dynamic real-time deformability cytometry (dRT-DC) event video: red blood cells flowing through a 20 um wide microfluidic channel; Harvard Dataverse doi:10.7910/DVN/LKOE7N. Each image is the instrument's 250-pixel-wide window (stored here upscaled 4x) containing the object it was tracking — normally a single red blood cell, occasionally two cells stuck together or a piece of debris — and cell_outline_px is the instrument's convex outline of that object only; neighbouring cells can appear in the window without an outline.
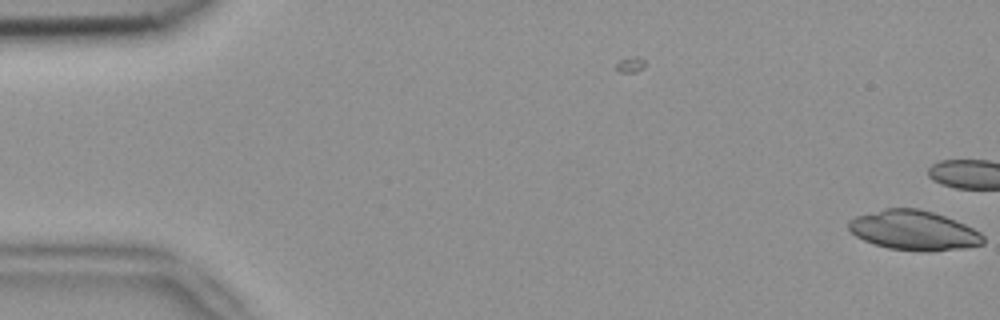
{"species": "common noctule bat (a hibernating species)", "species_latin": "Nyctalus noctula", "temperature_condition": "room temperature", "stored_images_in_passage": 2, "camera_frame_rate_fps": 3000, "um_per_image_px": 0.085, "animal": {"sex": "female", "body_mass_g": 18.4}, "frame": {"image": 1, "passage_image": 2, "time_ms": 0.333, "image_size_px": [1000, 320], "cell_outline_px": [[984, 244], [964, 248], [932, 252], [928, 252], [888, 248], [864, 240], [856, 236], [848, 228], [848, 220], [856, 216], [884, 208], [920, 208], [956, 220], [980, 232], [984, 236]], "centroid_in_image_um": [77.69, 19.58], "position_along_channel_um": 7.3, "area_um2": 31.15}}